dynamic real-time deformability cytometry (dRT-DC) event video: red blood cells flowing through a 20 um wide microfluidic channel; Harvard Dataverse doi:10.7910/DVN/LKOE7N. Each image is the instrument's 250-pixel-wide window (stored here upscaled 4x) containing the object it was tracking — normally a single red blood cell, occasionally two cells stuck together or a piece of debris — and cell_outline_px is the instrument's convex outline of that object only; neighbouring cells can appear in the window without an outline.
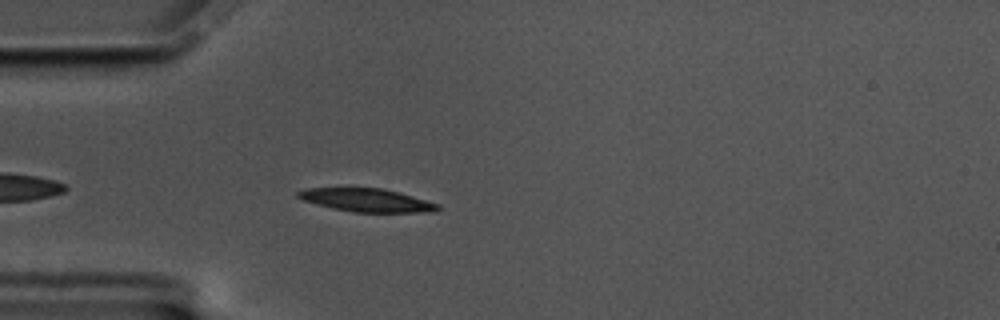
{"species": "common noctule bat (a hibernating species)", "species_latin": "Nyctalus noctula", "temperature_condition": "cold", "stored_images_in_passage": 49, "camera_frame_rate_fps": 3000, "um_per_image_px": 0.085, "animal": {"sex": "male", "body_mass_g": 17.5, "forearm_length_mm": 52.3}, "frame": {"image": 1, "passage_image": 5, "time_ms": 1.333, "image_size_px": [1000, 320], "cell_outline_px": [[440, 208], [436, 212], [352, 212], [332, 208], [316, 204], [304, 200], [296, 196], [296, 192], [308, 188], [380, 188], [400, 192], [440, 204]], "centroid_in_image_um": [31.21, 17.02], "position_along_channel_um": 53.8, "area_um2": 18.9}}
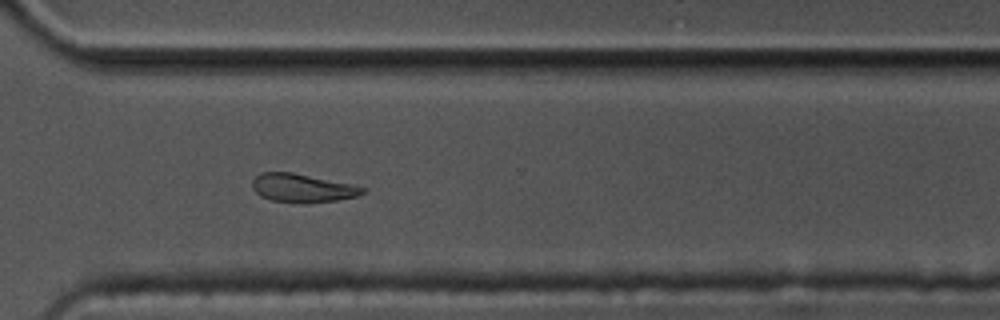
{"frame": {"image": 2, "passage_image": 32, "time_ms": 10.333, "image_size_px": [1000, 320], "cell_outline_px": [[364, 192], [356, 196], [336, 200], [308, 204], [272, 200], [260, 196], [252, 188], [252, 180], [260, 172], [292, 172], [352, 184], [364, 188]], "centroid_in_image_um": [25.66, 15.98], "position_along_channel_um": 344.9, "area_um2": 18.26}}
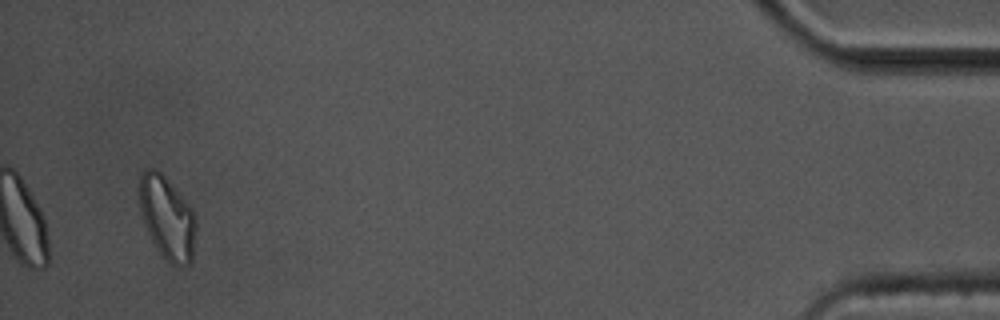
{"frame": {"image": 3, "passage_image": 46, "time_ms": 15.0, "image_size_px": [1000, 320], "cell_outline_px": [[196, 228], [192, 264], [180, 268], [176, 268], [164, 260], [156, 248], [144, 224], [140, 208], [140, 172], [144, 168], [152, 168], [160, 172], [168, 180], [188, 204], [192, 212], [196, 224]], "centroid_in_image_um": [14.21, 18.59], "position_along_channel_um": 421.0, "area_um2": 27.51}}